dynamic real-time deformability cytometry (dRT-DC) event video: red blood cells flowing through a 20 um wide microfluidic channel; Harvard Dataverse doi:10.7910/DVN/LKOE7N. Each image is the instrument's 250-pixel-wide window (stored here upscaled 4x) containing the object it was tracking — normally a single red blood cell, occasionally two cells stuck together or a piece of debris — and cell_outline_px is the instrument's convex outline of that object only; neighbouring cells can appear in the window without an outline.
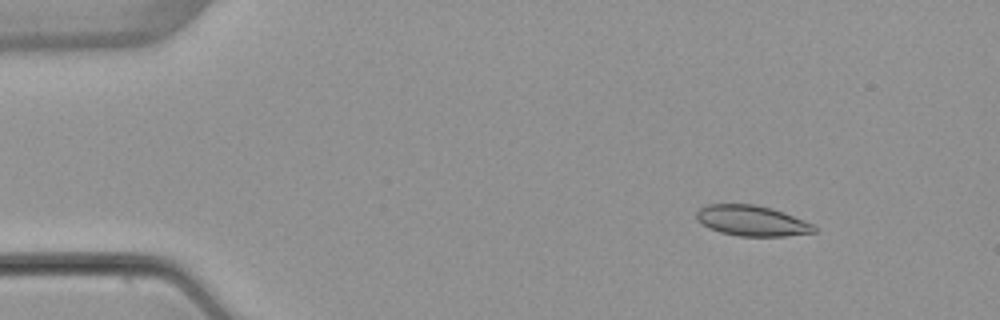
{"species": "common noctule bat (a hibernating species)", "species_latin": "Nyctalus noctula", "temperature_condition": "warm", "stored_images_in_passage": 5, "camera_frame_rate_fps": 3000, "um_per_image_px": 0.085, "animal": {"sex": "female", "body_mass_g": 22.7, "forearm_length_mm": 54.2}, "frame": {"image": 1, "passage_image": 2, "time_ms": 2.0, "image_size_px": [1000, 320], "cell_outline_px": [[816, 232], [784, 236], [740, 236], [720, 232], [708, 228], [696, 220], [696, 212], [704, 204], [756, 204], [772, 208], [784, 212], [816, 224]], "centroid_in_image_um": [63.92, 18.75], "position_along_channel_um": 21.1, "area_um2": 21.21}}
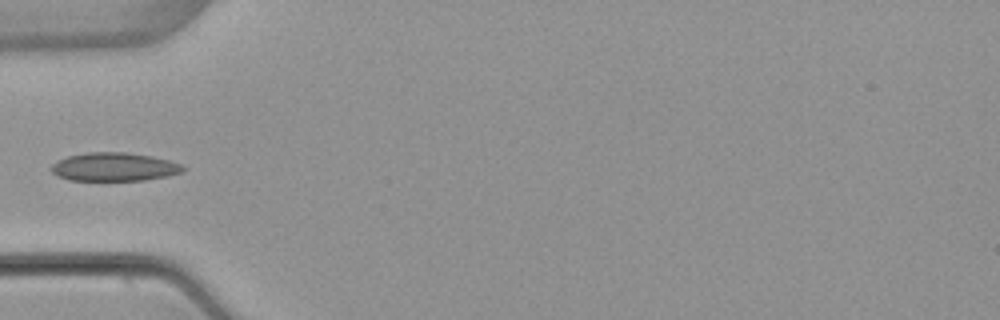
{"frame": {"image": 2, "passage_image": 5, "time_ms": 5.667, "image_size_px": [1000, 320], "cell_outline_px": [[184, 172], [168, 176], [144, 180], [68, 180], [56, 176], [48, 168], [56, 160], [68, 156], [88, 152], [128, 152], [152, 156], [184, 164]], "centroid_in_image_um": [9.69, 14.18], "position_along_channel_um": 75.3, "area_um2": 22.14}}